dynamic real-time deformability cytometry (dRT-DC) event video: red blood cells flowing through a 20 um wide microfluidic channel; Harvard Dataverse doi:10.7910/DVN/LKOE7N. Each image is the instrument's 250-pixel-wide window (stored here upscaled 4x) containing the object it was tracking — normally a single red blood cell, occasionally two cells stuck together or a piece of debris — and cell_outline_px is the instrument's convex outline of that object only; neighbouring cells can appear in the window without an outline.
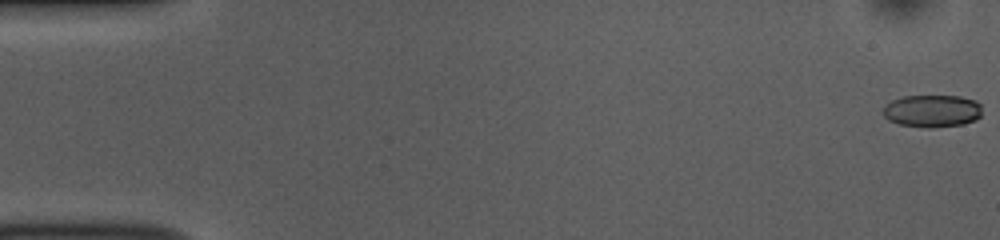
{"species": "common noctule bat (a hibernating species)", "species_latin": "Nyctalus noctula", "temperature_condition": "room temperature", "stored_images_in_passage": 54, "camera_frame_rate_fps": 3000, "um_per_image_px": 0.085, "animal": {"sex": "female", "body_mass_g": 10.0, "forearm_length_mm": 53.1}, "frame": {"image": 1, "passage_image": 1, "time_ms": 0.0, "image_size_px": [1000, 240], "cell_outline_px": [[980, 116], [976, 120], [964, 124], [932, 128], [928, 128], [900, 124], [888, 120], [880, 112], [884, 104], [892, 100], [904, 96], [960, 96], [976, 100], [980, 104]], "centroid_in_image_um": [79.2, 9.43], "position_along_channel_um": 5.8, "area_um2": 18.96}}
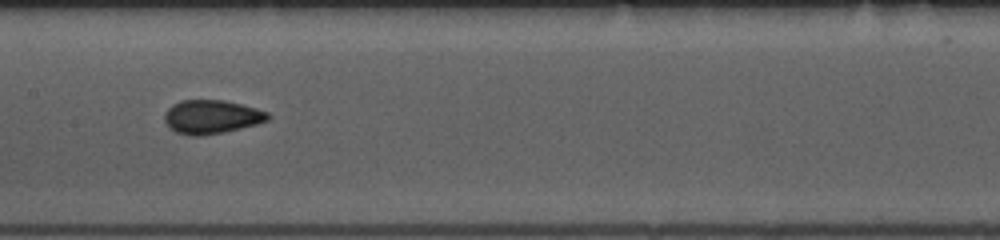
{"frame": {"image": 2, "passage_image": 27, "time_ms": 8.667, "image_size_px": [1000, 240], "cell_outline_px": [[272, 116], [268, 120], [256, 124], [224, 132], [200, 136], [192, 136], [176, 132], [164, 120], [164, 112], [172, 104], [180, 100], [224, 100], [256, 108], [268, 112]], "centroid_in_image_um": [17.98, 9.92], "position_along_channel_um": 189.4, "area_um2": 20.29}}
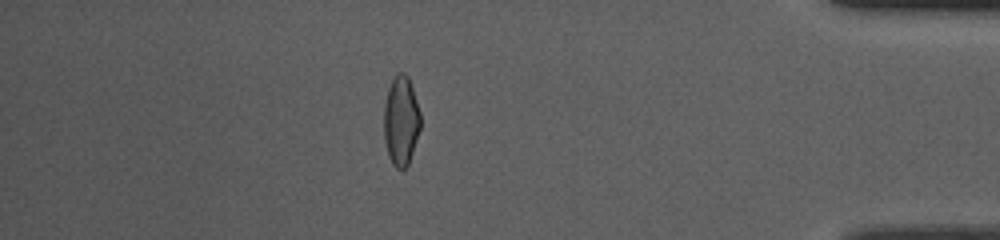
{"frame": {"image": 3, "passage_image": 47, "time_ms": 15.333, "image_size_px": [1000, 240], "cell_outline_px": [[420, 128], [408, 164], [400, 172], [392, 164], [388, 156], [384, 140], [384, 104], [388, 88], [396, 72], [404, 72], [408, 76], [420, 112]], "centroid_in_image_um": [34.07, 10.27], "position_along_channel_um": 401.1, "area_um2": 19.13}, "authors_computed_cell_mechanics": {"area_um2": 19.652, "velocity_mm_per_s": 3.7784, "shape_relaxation_time_tau1_ms": 5.4336, "shape_relaxation_time_tau2_ms": 0.9345, "deformation_change_tau1": 0.1441, "deformation_change_tau2": 0.0671}}